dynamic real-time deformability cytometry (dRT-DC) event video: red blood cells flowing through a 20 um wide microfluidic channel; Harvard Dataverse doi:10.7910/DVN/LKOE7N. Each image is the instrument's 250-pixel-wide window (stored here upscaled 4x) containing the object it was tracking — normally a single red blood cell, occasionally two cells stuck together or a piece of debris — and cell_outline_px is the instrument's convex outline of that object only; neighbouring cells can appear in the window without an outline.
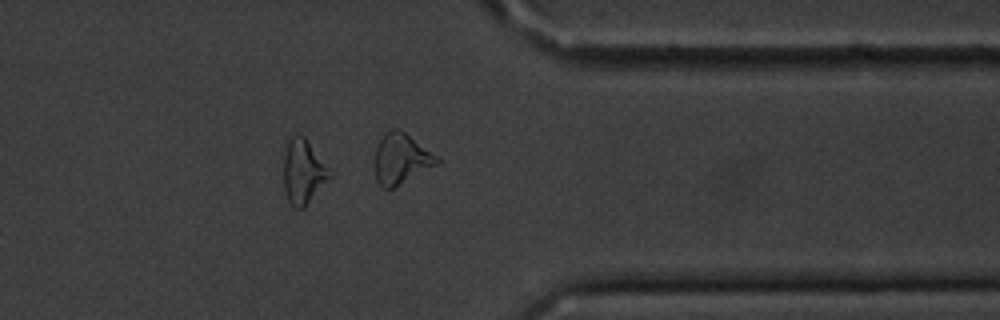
{"species": "common noctule bat (a hibernating species)", "species_latin": "Nyctalus noctula", "temperature_condition": "cold", "stored_images_in_passage": 15, "camera_frame_rate_fps": 3000, "um_per_image_px": 0.085, "animal": {"sex": "male", "body_mass_g": 20.1, "forearm_length_mm": 53.5}, "frame": {"image": 1, "passage_image": 13, "time_ms": 15.0, "image_size_px": [1000, 320], "cell_outline_px": [[328, 176], [304, 208], [296, 208], [288, 200], [284, 192], [284, 152], [288, 140], [296, 132], [304, 136], [324, 168]], "centroid_in_image_um": [25.64, 14.58], "position_along_channel_um": 385.8, "area_um2": 16.01}, "authors_computed_cell_mechanics": {"area_um2": 16.5886, "velocity_mm_per_s": 3.4357, "shape_relaxation_time_tau1_ms": 9.7059, "shape_relaxation_time_tau2_ms": 4.345, "deformation_change_tau1": 0.202, "deformation_change_tau2": 0.1334}}